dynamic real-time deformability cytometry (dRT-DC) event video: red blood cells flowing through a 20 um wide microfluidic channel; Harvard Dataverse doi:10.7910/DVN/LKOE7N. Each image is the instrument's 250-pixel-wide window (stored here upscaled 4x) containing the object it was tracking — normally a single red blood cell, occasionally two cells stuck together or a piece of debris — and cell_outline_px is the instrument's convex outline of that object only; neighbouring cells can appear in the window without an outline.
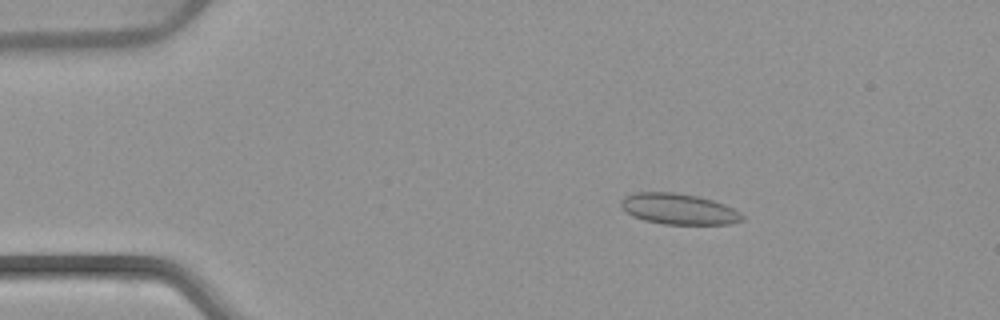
{"species": "common noctule bat (a hibernating species)", "species_latin": "Nyctalus noctula", "temperature_condition": "warm", "stored_images_in_passage": 47, "camera_frame_rate_fps": 3000, "um_per_image_px": 0.085, "animal": {"sex": "female", "body_mass_g": 22.7, "forearm_length_mm": 54.2}, "frame": {"image": 1, "passage_image": 3, "time_ms": 0.667, "image_size_px": [1000, 320], "cell_outline_px": [[744, 220], [728, 224], [664, 224], [644, 220], [628, 212], [620, 204], [620, 200], [624, 196], [636, 192], [672, 192], [696, 196], [712, 200], [724, 204], [740, 212], [744, 216]], "centroid_in_image_um": [57.7, 17.76], "position_along_channel_um": 27.3, "area_um2": 21.56}}
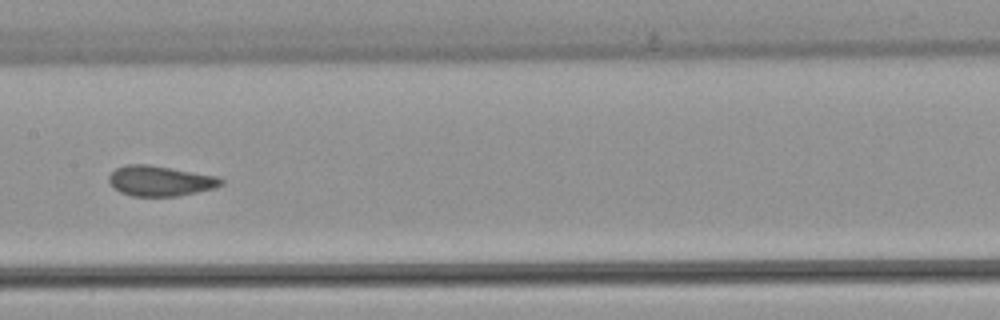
{"frame": {"image": 2, "passage_image": 21, "time_ms": 6.667, "image_size_px": [1000, 320], "cell_outline_px": [[224, 184], [212, 188], [196, 192], [176, 196], [132, 196], [120, 192], [108, 180], [108, 176], [116, 168], [128, 164], [148, 164], [216, 176], [224, 180]], "centroid_in_image_um": [13.6, 15.37], "position_along_channel_um": 193.8, "area_um2": 19.54}}
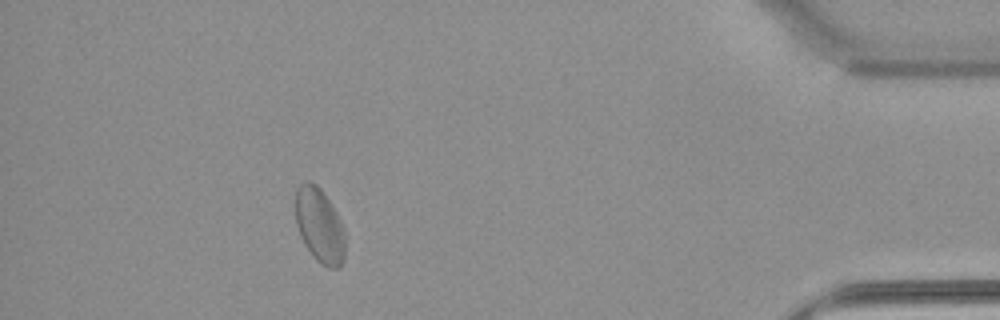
{"frame": {"image": 3, "passage_image": 42, "time_ms": 13.667, "image_size_px": [1000, 320], "cell_outline_px": [[344, 260], [336, 268], [328, 268], [320, 264], [312, 256], [304, 244], [300, 236], [296, 224], [296, 188], [300, 184], [308, 180], [316, 184], [320, 188], [336, 212], [344, 228]], "centroid_in_image_um": [27.15, 19.18], "position_along_channel_um": 408.1, "area_um2": 21.56}, "authors_computed_cell_mechanics": {"area_um2": 20.3456, "velocity_mm_per_s": 3.8319, "shape_relaxation_time_tau1_ms": null, "shape_relaxation_time_tau2_ms": 1.357, "deformation_change_tau1": null, "deformation_change_tau2": 0.049}}